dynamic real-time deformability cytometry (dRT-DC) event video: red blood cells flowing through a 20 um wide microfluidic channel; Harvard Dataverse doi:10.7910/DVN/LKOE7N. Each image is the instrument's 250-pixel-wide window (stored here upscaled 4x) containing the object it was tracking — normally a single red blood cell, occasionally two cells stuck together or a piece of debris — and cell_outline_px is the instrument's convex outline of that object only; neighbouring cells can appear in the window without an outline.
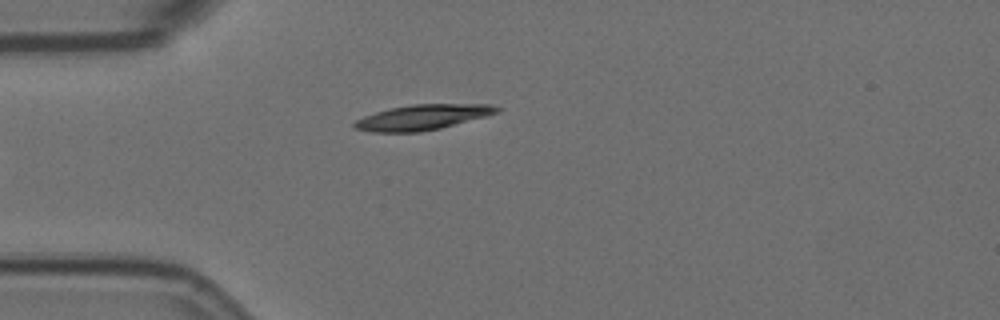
{"species": "Egyptian fruit bat (a non-hibernating species)", "species_latin": "Rousettus aegyptiacus", "temperature_condition": "room temperature", "stored_images_in_passage": 5, "camera_frame_rate_fps": 3000, "um_per_image_px": 0.085, "animal": {"sex": "female"}, "frame": {"image": 1, "passage_image": 5, "time_ms": 1.333, "image_size_px": [1000, 320], "cell_outline_px": [[500, 112], [440, 128], [420, 132], [372, 132], [356, 128], [352, 124], [356, 120], [364, 116], [376, 112], [392, 108], [412, 104], [488, 104], [500, 108]], "centroid_in_image_um": [35.91, 9.96], "position_along_channel_um": 49.1, "area_um2": 20.69}}